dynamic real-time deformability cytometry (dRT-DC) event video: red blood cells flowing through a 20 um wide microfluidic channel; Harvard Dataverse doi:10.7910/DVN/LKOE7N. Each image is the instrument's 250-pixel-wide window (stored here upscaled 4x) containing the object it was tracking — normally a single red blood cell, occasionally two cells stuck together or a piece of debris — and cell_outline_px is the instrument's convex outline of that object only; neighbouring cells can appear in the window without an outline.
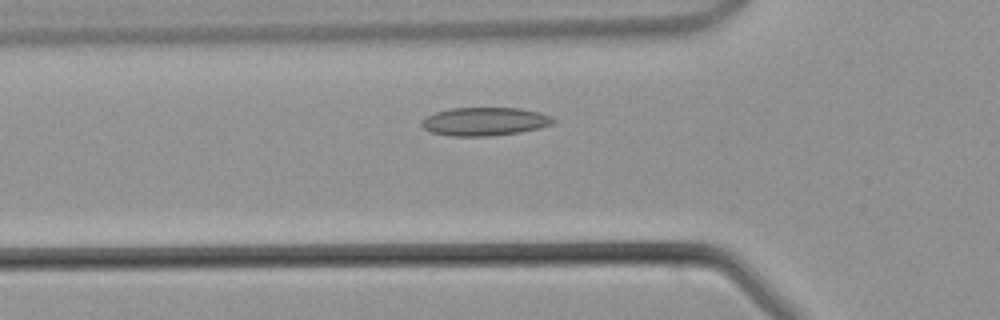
{"species": "common noctule bat (a hibernating species)", "species_latin": "Nyctalus noctula", "temperature_condition": "warm", "stored_images_in_passage": 35, "camera_frame_rate_fps": 3000, "um_per_image_px": 0.085, "animal": {"sex": "male", "body_mass_g": 21.5, "forearm_length_mm": 52.0}, "frame": {"image": 1, "passage_image": 5, "time_ms": 1.333, "image_size_px": [1000, 320], "cell_outline_px": [[556, 120], [552, 124], [540, 128], [520, 132], [492, 136], [452, 136], [432, 132], [424, 128], [420, 124], [420, 120], [436, 112], [452, 108], [520, 108], [540, 112], [552, 116]], "centroid_in_image_um": [41.23, 10.33], "position_along_channel_um": 84.6, "area_um2": 21.79}}
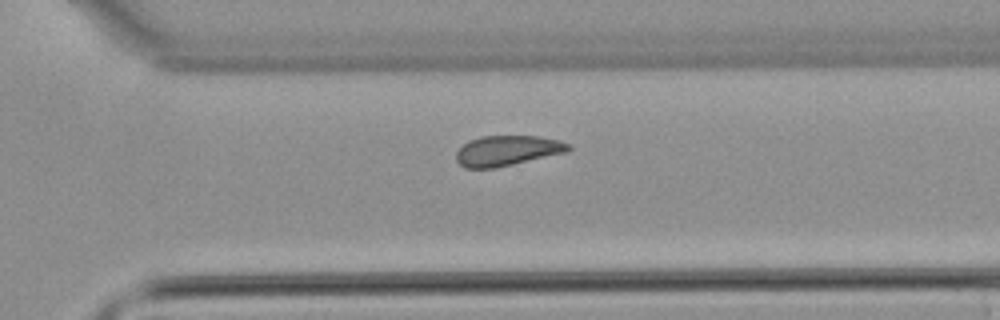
{"frame": {"image": 2, "passage_image": 21, "time_ms": 6.667, "image_size_px": [1000, 320], "cell_outline_px": [[572, 148], [568, 152], [496, 168], [464, 168], [456, 160], [456, 152], [468, 140], [480, 136], [536, 136], [560, 140], [568, 144]], "centroid_in_image_um": [43.11, 12.81], "position_along_channel_um": 327.5, "area_um2": 19.88}}
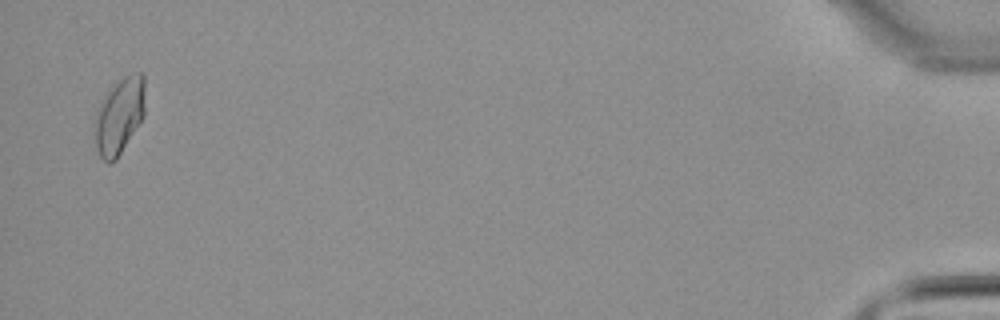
{"frame": {"image": 3, "passage_image": 34, "time_ms": 11.0, "image_size_px": [1000, 320], "cell_outline_px": [[144, 116], [116, 160], [112, 164], [108, 164], [100, 156], [96, 148], [96, 112], [104, 96], [112, 84], [124, 76], [140, 72], [144, 76]], "centroid_in_image_um": [10.15, 9.84], "position_along_channel_um": 425.0, "area_um2": 22.14}}